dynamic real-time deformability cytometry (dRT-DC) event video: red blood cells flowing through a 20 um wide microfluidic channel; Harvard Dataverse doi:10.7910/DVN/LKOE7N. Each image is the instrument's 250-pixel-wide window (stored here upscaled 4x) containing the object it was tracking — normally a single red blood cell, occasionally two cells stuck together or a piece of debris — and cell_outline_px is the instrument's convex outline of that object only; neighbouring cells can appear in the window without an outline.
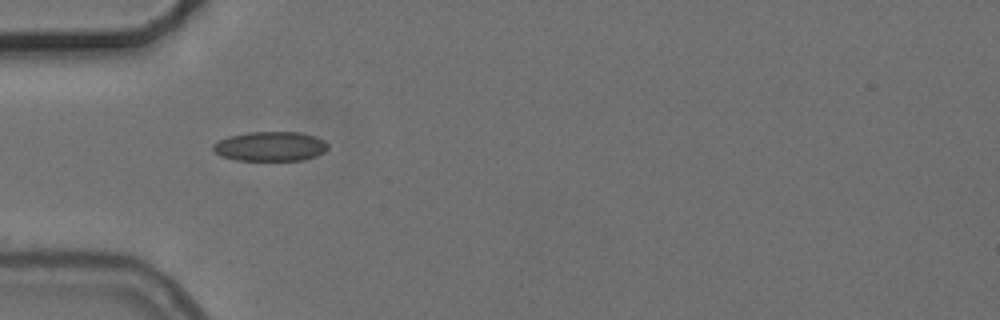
{"species": "common noctule bat (a hibernating species)", "species_latin": "Nyctalus noctula", "temperature_condition": "cold", "stored_images_in_passage": 39, "camera_frame_rate_fps": 3000, "um_per_image_px": 0.085, "animal": {"sex": "female", "body_mass_g": 24.6, "forearm_length_mm": 56.2}, "frame": {"image": 1, "passage_image": 1, "time_ms": 0.0, "image_size_px": [1000, 320], "cell_outline_px": [[328, 148], [324, 152], [316, 156], [304, 160], [236, 160], [220, 156], [212, 148], [212, 144], [228, 136], [248, 132], [300, 132], [316, 136], [324, 140], [328, 144]], "centroid_in_image_um": [22.99, 12.44], "position_along_channel_um": 62.0, "area_um2": 19.88}}
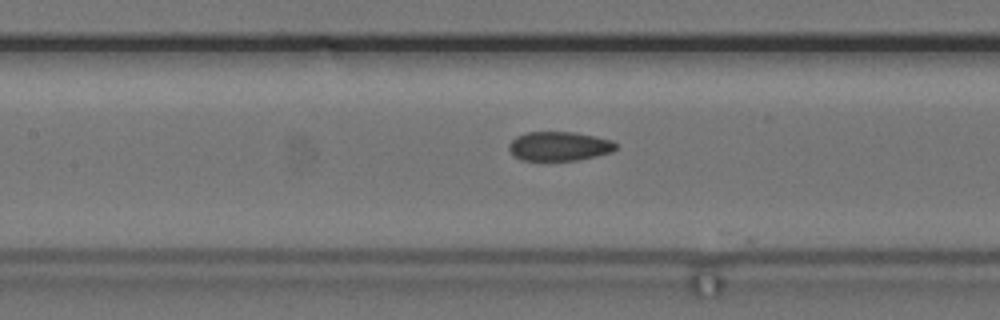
{"frame": {"image": 2, "passage_image": 9, "time_ms": 2.667, "image_size_px": [1000, 320], "cell_outline_px": [[616, 148], [612, 152], [596, 156], [576, 160], [544, 164], [520, 160], [512, 156], [508, 148], [508, 144], [516, 136], [528, 132], [572, 132], [612, 140], [616, 144]], "centroid_in_image_um": [47.44, 12.49], "position_along_channel_um": 160.0, "area_um2": 18.96}}
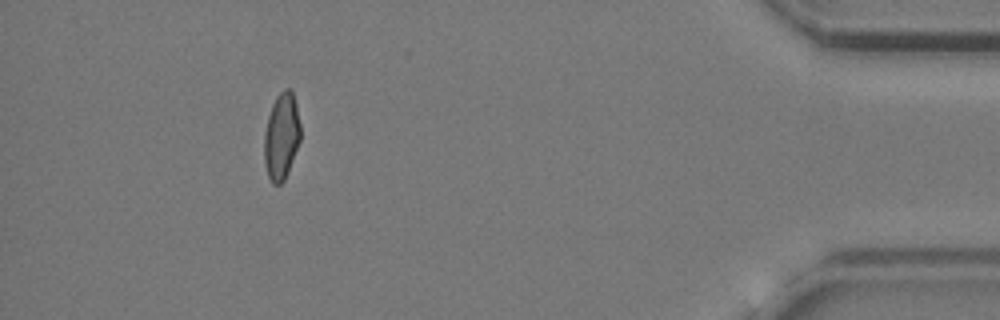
{"frame": {"image": 3, "passage_image": 34, "time_ms": 11.0, "image_size_px": [1000, 320], "cell_outline_px": [[300, 140], [288, 172], [284, 180], [280, 184], [272, 184], [268, 176], [264, 164], [264, 132], [268, 116], [272, 104], [276, 96], [284, 88], [288, 88], [292, 92], [296, 104], [300, 124]], "centroid_in_image_um": [23.91, 11.59], "position_along_channel_um": 411.3, "area_um2": 18.38}, "authors_computed_cell_mechanics": {"area_um2": 18.8428, "velocity_mm_per_s": 3.7256, "shape_relaxation_time_tau1_ms": null, "shape_relaxation_time_tau2_ms": 2.4288, "deformation_change_tau1": null, "deformation_change_tau2": 0.0632}}